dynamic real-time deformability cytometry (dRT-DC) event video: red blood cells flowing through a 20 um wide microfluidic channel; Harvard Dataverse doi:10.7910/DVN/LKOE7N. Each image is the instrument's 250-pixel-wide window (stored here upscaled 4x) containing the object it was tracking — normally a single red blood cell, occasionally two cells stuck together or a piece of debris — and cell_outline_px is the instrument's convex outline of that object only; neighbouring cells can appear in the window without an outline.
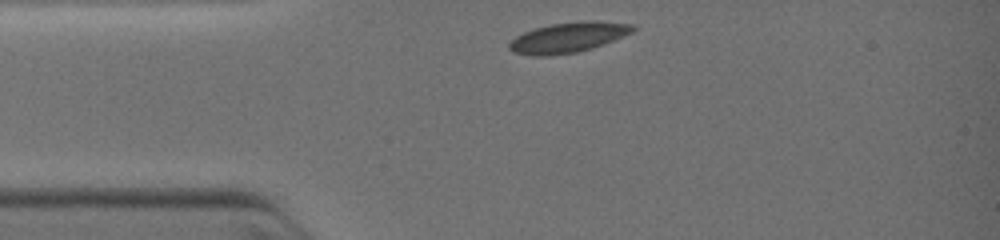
{"species": "common noctule bat (a hibernating species)", "species_latin": "Nyctalus noctula", "temperature_condition": "warm", "stored_images_in_passage": 9, "camera_frame_rate_fps": 3000, "um_per_image_px": 0.085, "animal": {"sex": "female", "body_mass_g": 19.0, "forearm_length_mm": 51.5}, "frame": {"image": 1, "passage_image": 1, "time_ms": 0.0, "image_size_px": [1000, 240], "cell_outline_px": [[636, 28], [632, 32], [592, 48], [576, 52], [548, 56], [532, 56], [512, 52], [508, 48], [508, 44], [516, 36], [524, 32], [536, 28], [552, 24], [580, 20], [596, 20], [636, 24]], "centroid_in_image_um": [48.29, 3.17], "position_along_channel_um": 36.7, "area_um2": 21.85}}
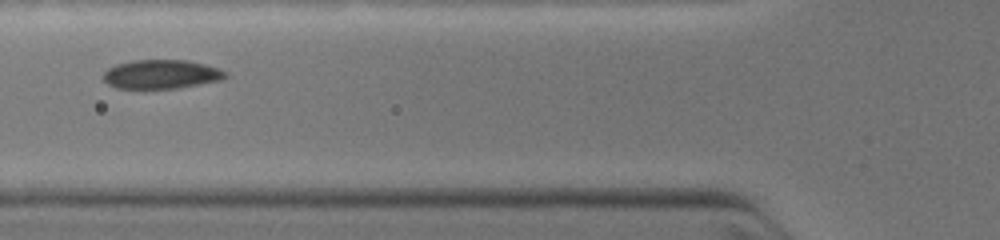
{"frame": {"image": 2, "passage_image": 6, "time_ms": 2.0, "image_size_px": [1000, 240], "cell_outline_px": [[228, 76], [220, 80], [180, 88], [116, 88], [108, 84], [104, 80], [104, 72], [108, 68], [116, 64], [132, 60], [188, 60], [220, 68], [228, 72]], "centroid_in_image_um": [13.74, 6.3], "position_along_channel_um": 112.1, "area_um2": 20.69}}
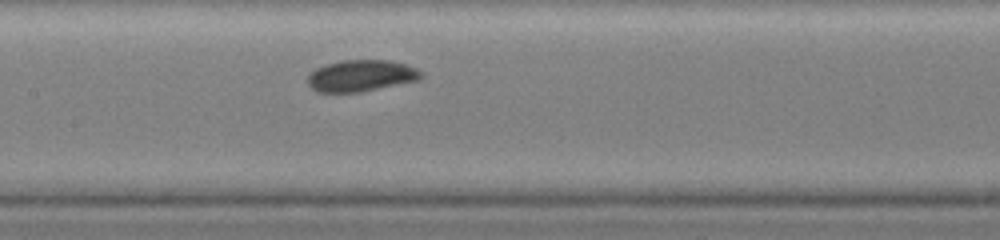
{"frame": {"image": 3, "passage_image": 9, "time_ms": 3.333, "image_size_px": [1000, 240], "cell_outline_px": [[424, 76], [420, 80], [360, 92], [316, 92], [308, 84], [308, 76], [316, 68], [324, 64], [344, 60], [388, 60], [408, 64], [424, 72]], "centroid_in_image_um": [30.74, 6.43], "position_along_channel_um": 176.7, "area_um2": 21.04}}